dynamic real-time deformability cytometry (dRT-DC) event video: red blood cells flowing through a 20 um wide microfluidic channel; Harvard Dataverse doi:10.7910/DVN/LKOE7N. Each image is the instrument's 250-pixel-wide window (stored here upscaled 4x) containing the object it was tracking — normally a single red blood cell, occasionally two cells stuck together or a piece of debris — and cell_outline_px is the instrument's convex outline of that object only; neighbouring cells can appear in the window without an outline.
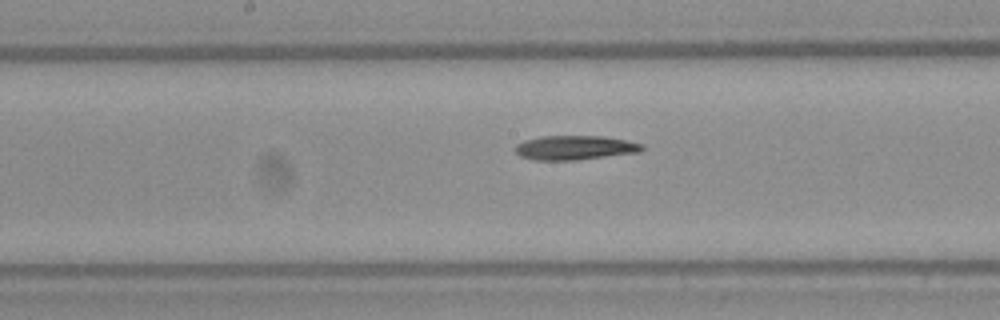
{"species": "Egyptian fruit bat (a non-hibernating species)", "species_latin": "Rousettus aegyptiacus", "temperature_condition": "warm", "stored_images_in_passage": 26, "camera_frame_rate_fps": 3000, "um_per_image_px": 0.085, "frame": {"image": 1, "passage_image": 15, "time_ms": 4.667, "image_size_px": [1000, 320], "cell_outline_px": [[644, 148], [640, 152], [576, 160], [536, 160], [520, 156], [512, 148], [516, 144], [524, 140], [540, 136], [604, 136], [644, 144]], "centroid_in_image_um": [48.83, 12.55], "position_along_channel_um": 199.4, "area_um2": 18.03}}